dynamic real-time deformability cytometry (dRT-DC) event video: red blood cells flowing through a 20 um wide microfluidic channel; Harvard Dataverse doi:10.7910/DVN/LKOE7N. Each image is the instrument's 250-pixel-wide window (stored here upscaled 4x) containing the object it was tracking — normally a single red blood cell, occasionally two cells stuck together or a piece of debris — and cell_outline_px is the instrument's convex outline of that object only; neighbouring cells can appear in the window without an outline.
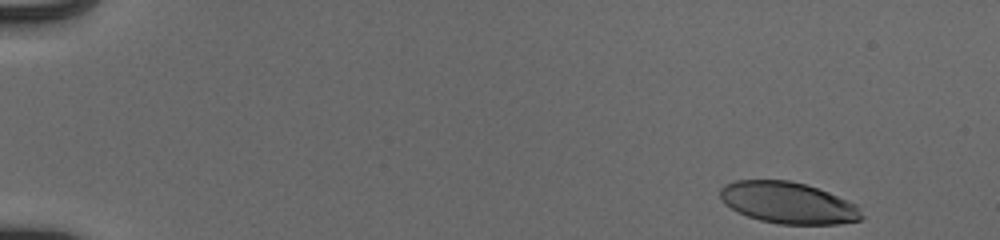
{"species": "human", "species_latin": "Homo sapiens", "temperature_condition": "cold", "stored_images_in_passage": 41, "camera_frame_rate_fps": 3000, "um_per_image_px": 0.085, "donor": {"sex": "male"}, "frame": {"image": 1, "passage_image": 1, "time_ms": 0.0, "image_size_px": [1000, 240], "cell_outline_px": [[864, 216], [860, 220], [836, 224], [780, 224], [760, 220], [736, 212], [724, 204], [720, 196], [720, 188], [724, 184], [736, 180], [788, 180], [804, 184], [828, 192], [856, 204]], "centroid_in_image_um": [66.95, 17.24], "position_along_channel_um": 18.0, "area_um2": 34.16}}
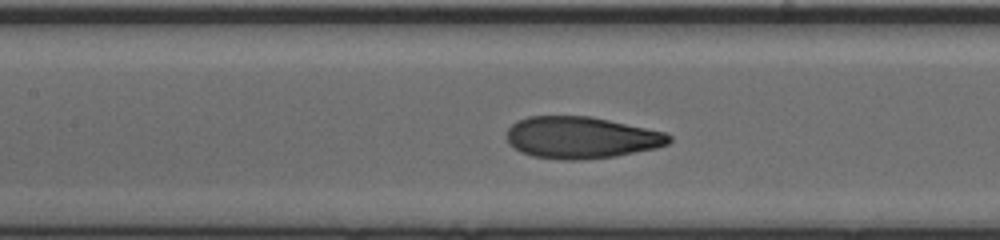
{"frame": {"image": 2, "passage_image": 23, "time_ms": 7.333, "image_size_px": [1000, 240], "cell_outline_px": [[672, 140], [668, 144], [656, 148], [616, 156], [580, 160], [560, 160], [532, 156], [520, 152], [508, 144], [508, 128], [516, 120], [528, 116], [592, 116], [664, 132], [672, 136]], "centroid_in_image_um": [49.38, 11.69], "position_along_channel_um": 158.0, "area_um2": 39.77}}
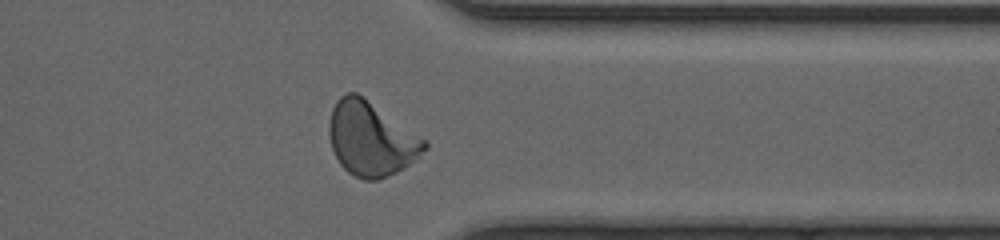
{"frame": {"image": 3, "passage_image": 40, "time_ms": 13.0, "image_size_px": [1000, 240], "cell_outline_px": [[428, 148], [420, 156], [404, 168], [396, 172], [376, 180], [364, 180], [348, 172], [340, 164], [332, 148], [328, 132], [328, 124], [332, 108], [336, 100], [340, 96], [348, 92], [356, 92], [424, 140], [428, 144]], "centroid_in_image_um": [31.5, 11.81], "position_along_channel_um": 379.9, "area_um2": 40.46}}